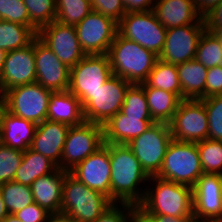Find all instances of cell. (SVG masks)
<instances>
[{
  "label": "cell",
  "mask_w": 222,
  "mask_h": 222,
  "mask_svg": "<svg viewBox=\"0 0 222 222\" xmlns=\"http://www.w3.org/2000/svg\"><path fill=\"white\" fill-rule=\"evenodd\" d=\"M109 155L111 201L116 204L139 205L146 190L138 186L149 180V176L126 144H109Z\"/></svg>",
  "instance_id": "obj_1"
},
{
  "label": "cell",
  "mask_w": 222,
  "mask_h": 222,
  "mask_svg": "<svg viewBox=\"0 0 222 222\" xmlns=\"http://www.w3.org/2000/svg\"><path fill=\"white\" fill-rule=\"evenodd\" d=\"M112 75L119 76L131 84L144 83L159 57L134 41L118 33L107 53Z\"/></svg>",
  "instance_id": "obj_2"
},
{
  "label": "cell",
  "mask_w": 222,
  "mask_h": 222,
  "mask_svg": "<svg viewBox=\"0 0 222 222\" xmlns=\"http://www.w3.org/2000/svg\"><path fill=\"white\" fill-rule=\"evenodd\" d=\"M155 188H146L144 198L139 204L151 214L169 215L173 217H193L192 187L150 176Z\"/></svg>",
  "instance_id": "obj_3"
},
{
  "label": "cell",
  "mask_w": 222,
  "mask_h": 222,
  "mask_svg": "<svg viewBox=\"0 0 222 222\" xmlns=\"http://www.w3.org/2000/svg\"><path fill=\"white\" fill-rule=\"evenodd\" d=\"M114 203L102 193L90 189L70 172L65 176L61 213L76 222H94Z\"/></svg>",
  "instance_id": "obj_4"
},
{
  "label": "cell",
  "mask_w": 222,
  "mask_h": 222,
  "mask_svg": "<svg viewBox=\"0 0 222 222\" xmlns=\"http://www.w3.org/2000/svg\"><path fill=\"white\" fill-rule=\"evenodd\" d=\"M202 175L197 144L172 139L156 176L193 187Z\"/></svg>",
  "instance_id": "obj_5"
},
{
  "label": "cell",
  "mask_w": 222,
  "mask_h": 222,
  "mask_svg": "<svg viewBox=\"0 0 222 222\" xmlns=\"http://www.w3.org/2000/svg\"><path fill=\"white\" fill-rule=\"evenodd\" d=\"M52 91L37 82L17 86L3 94V107L12 114L36 124L47 120L48 102Z\"/></svg>",
  "instance_id": "obj_6"
},
{
  "label": "cell",
  "mask_w": 222,
  "mask_h": 222,
  "mask_svg": "<svg viewBox=\"0 0 222 222\" xmlns=\"http://www.w3.org/2000/svg\"><path fill=\"white\" fill-rule=\"evenodd\" d=\"M171 140L169 124L155 122L149 129L126 145L132 150L142 169L150 177L159 173Z\"/></svg>",
  "instance_id": "obj_7"
},
{
  "label": "cell",
  "mask_w": 222,
  "mask_h": 222,
  "mask_svg": "<svg viewBox=\"0 0 222 222\" xmlns=\"http://www.w3.org/2000/svg\"><path fill=\"white\" fill-rule=\"evenodd\" d=\"M111 76L107 54L85 55L70 69L68 91L83 104L91 98V93L97 91Z\"/></svg>",
  "instance_id": "obj_8"
},
{
  "label": "cell",
  "mask_w": 222,
  "mask_h": 222,
  "mask_svg": "<svg viewBox=\"0 0 222 222\" xmlns=\"http://www.w3.org/2000/svg\"><path fill=\"white\" fill-rule=\"evenodd\" d=\"M166 30L153 11L128 12L118 22L120 36L138 43L157 56L161 54L163 49Z\"/></svg>",
  "instance_id": "obj_9"
},
{
  "label": "cell",
  "mask_w": 222,
  "mask_h": 222,
  "mask_svg": "<svg viewBox=\"0 0 222 222\" xmlns=\"http://www.w3.org/2000/svg\"><path fill=\"white\" fill-rule=\"evenodd\" d=\"M130 85V82L112 75L82 104L85 121L105 125L121 110L126 90Z\"/></svg>",
  "instance_id": "obj_10"
},
{
  "label": "cell",
  "mask_w": 222,
  "mask_h": 222,
  "mask_svg": "<svg viewBox=\"0 0 222 222\" xmlns=\"http://www.w3.org/2000/svg\"><path fill=\"white\" fill-rule=\"evenodd\" d=\"M103 144L102 125L85 121L71 126L66 136L61 163L57 167L70 172Z\"/></svg>",
  "instance_id": "obj_11"
},
{
  "label": "cell",
  "mask_w": 222,
  "mask_h": 222,
  "mask_svg": "<svg viewBox=\"0 0 222 222\" xmlns=\"http://www.w3.org/2000/svg\"><path fill=\"white\" fill-rule=\"evenodd\" d=\"M169 126L174 140L197 143L208 139L209 124L203 101L181 100Z\"/></svg>",
  "instance_id": "obj_12"
},
{
  "label": "cell",
  "mask_w": 222,
  "mask_h": 222,
  "mask_svg": "<svg viewBox=\"0 0 222 222\" xmlns=\"http://www.w3.org/2000/svg\"><path fill=\"white\" fill-rule=\"evenodd\" d=\"M75 29L81 49L86 55L107 54L118 33V23L91 11L75 25Z\"/></svg>",
  "instance_id": "obj_13"
},
{
  "label": "cell",
  "mask_w": 222,
  "mask_h": 222,
  "mask_svg": "<svg viewBox=\"0 0 222 222\" xmlns=\"http://www.w3.org/2000/svg\"><path fill=\"white\" fill-rule=\"evenodd\" d=\"M38 37L70 69L86 54L81 49L75 26L53 21L38 31Z\"/></svg>",
  "instance_id": "obj_14"
},
{
  "label": "cell",
  "mask_w": 222,
  "mask_h": 222,
  "mask_svg": "<svg viewBox=\"0 0 222 222\" xmlns=\"http://www.w3.org/2000/svg\"><path fill=\"white\" fill-rule=\"evenodd\" d=\"M205 30V24L168 28L159 59L174 65L195 59L199 39Z\"/></svg>",
  "instance_id": "obj_15"
},
{
  "label": "cell",
  "mask_w": 222,
  "mask_h": 222,
  "mask_svg": "<svg viewBox=\"0 0 222 222\" xmlns=\"http://www.w3.org/2000/svg\"><path fill=\"white\" fill-rule=\"evenodd\" d=\"M192 189L194 222L222 219V175L203 173Z\"/></svg>",
  "instance_id": "obj_16"
},
{
  "label": "cell",
  "mask_w": 222,
  "mask_h": 222,
  "mask_svg": "<svg viewBox=\"0 0 222 222\" xmlns=\"http://www.w3.org/2000/svg\"><path fill=\"white\" fill-rule=\"evenodd\" d=\"M36 82L52 92L67 91L70 68L37 36L34 39Z\"/></svg>",
  "instance_id": "obj_17"
},
{
  "label": "cell",
  "mask_w": 222,
  "mask_h": 222,
  "mask_svg": "<svg viewBox=\"0 0 222 222\" xmlns=\"http://www.w3.org/2000/svg\"><path fill=\"white\" fill-rule=\"evenodd\" d=\"M36 82L34 40L26 47L8 51L0 75V95L17 86Z\"/></svg>",
  "instance_id": "obj_18"
},
{
  "label": "cell",
  "mask_w": 222,
  "mask_h": 222,
  "mask_svg": "<svg viewBox=\"0 0 222 222\" xmlns=\"http://www.w3.org/2000/svg\"><path fill=\"white\" fill-rule=\"evenodd\" d=\"M70 173L90 189L102 193L111 200L109 143H104L98 150L72 169Z\"/></svg>",
  "instance_id": "obj_19"
},
{
  "label": "cell",
  "mask_w": 222,
  "mask_h": 222,
  "mask_svg": "<svg viewBox=\"0 0 222 222\" xmlns=\"http://www.w3.org/2000/svg\"><path fill=\"white\" fill-rule=\"evenodd\" d=\"M69 128L66 124L49 120L37 124L30 149L48 157L58 166Z\"/></svg>",
  "instance_id": "obj_20"
},
{
  "label": "cell",
  "mask_w": 222,
  "mask_h": 222,
  "mask_svg": "<svg viewBox=\"0 0 222 222\" xmlns=\"http://www.w3.org/2000/svg\"><path fill=\"white\" fill-rule=\"evenodd\" d=\"M152 11L166 29L205 24L193 0H155Z\"/></svg>",
  "instance_id": "obj_21"
},
{
  "label": "cell",
  "mask_w": 222,
  "mask_h": 222,
  "mask_svg": "<svg viewBox=\"0 0 222 222\" xmlns=\"http://www.w3.org/2000/svg\"><path fill=\"white\" fill-rule=\"evenodd\" d=\"M37 124L0 109V142L13 149L26 151L30 148Z\"/></svg>",
  "instance_id": "obj_22"
},
{
  "label": "cell",
  "mask_w": 222,
  "mask_h": 222,
  "mask_svg": "<svg viewBox=\"0 0 222 222\" xmlns=\"http://www.w3.org/2000/svg\"><path fill=\"white\" fill-rule=\"evenodd\" d=\"M67 173L57 168L40 176L30 186L34 202L51 214L61 213L63 184Z\"/></svg>",
  "instance_id": "obj_23"
},
{
  "label": "cell",
  "mask_w": 222,
  "mask_h": 222,
  "mask_svg": "<svg viewBox=\"0 0 222 222\" xmlns=\"http://www.w3.org/2000/svg\"><path fill=\"white\" fill-rule=\"evenodd\" d=\"M154 123L152 118L125 116L119 111L103 125L104 143L128 144Z\"/></svg>",
  "instance_id": "obj_24"
},
{
  "label": "cell",
  "mask_w": 222,
  "mask_h": 222,
  "mask_svg": "<svg viewBox=\"0 0 222 222\" xmlns=\"http://www.w3.org/2000/svg\"><path fill=\"white\" fill-rule=\"evenodd\" d=\"M47 120L68 126L85 122L83 107L79 99L70 91L52 92L48 102Z\"/></svg>",
  "instance_id": "obj_25"
},
{
  "label": "cell",
  "mask_w": 222,
  "mask_h": 222,
  "mask_svg": "<svg viewBox=\"0 0 222 222\" xmlns=\"http://www.w3.org/2000/svg\"><path fill=\"white\" fill-rule=\"evenodd\" d=\"M176 66L181 84V100L205 99L207 68L196 59Z\"/></svg>",
  "instance_id": "obj_26"
},
{
  "label": "cell",
  "mask_w": 222,
  "mask_h": 222,
  "mask_svg": "<svg viewBox=\"0 0 222 222\" xmlns=\"http://www.w3.org/2000/svg\"><path fill=\"white\" fill-rule=\"evenodd\" d=\"M140 85L144 88L153 121L169 124L177 111L181 99L172 92L149 87L145 82Z\"/></svg>",
  "instance_id": "obj_27"
},
{
  "label": "cell",
  "mask_w": 222,
  "mask_h": 222,
  "mask_svg": "<svg viewBox=\"0 0 222 222\" xmlns=\"http://www.w3.org/2000/svg\"><path fill=\"white\" fill-rule=\"evenodd\" d=\"M57 168V165L48 157L28 148L23 151V159L20 167L16 170L13 181L31 186L37 178L49 174Z\"/></svg>",
  "instance_id": "obj_28"
},
{
  "label": "cell",
  "mask_w": 222,
  "mask_h": 222,
  "mask_svg": "<svg viewBox=\"0 0 222 222\" xmlns=\"http://www.w3.org/2000/svg\"><path fill=\"white\" fill-rule=\"evenodd\" d=\"M36 27L0 20V49L6 52L28 46L38 36Z\"/></svg>",
  "instance_id": "obj_29"
},
{
  "label": "cell",
  "mask_w": 222,
  "mask_h": 222,
  "mask_svg": "<svg viewBox=\"0 0 222 222\" xmlns=\"http://www.w3.org/2000/svg\"><path fill=\"white\" fill-rule=\"evenodd\" d=\"M145 83L149 87L172 92L181 99V84L177 73V66L174 64L158 59Z\"/></svg>",
  "instance_id": "obj_30"
},
{
  "label": "cell",
  "mask_w": 222,
  "mask_h": 222,
  "mask_svg": "<svg viewBox=\"0 0 222 222\" xmlns=\"http://www.w3.org/2000/svg\"><path fill=\"white\" fill-rule=\"evenodd\" d=\"M0 193L8 214H14L34 203L31 187L16 181L0 184Z\"/></svg>",
  "instance_id": "obj_31"
},
{
  "label": "cell",
  "mask_w": 222,
  "mask_h": 222,
  "mask_svg": "<svg viewBox=\"0 0 222 222\" xmlns=\"http://www.w3.org/2000/svg\"><path fill=\"white\" fill-rule=\"evenodd\" d=\"M92 11L90 0H56V21L77 25Z\"/></svg>",
  "instance_id": "obj_32"
},
{
  "label": "cell",
  "mask_w": 222,
  "mask_h": 222,
  "mask_svg": "<svg viewBox=\"0 0 222 222\" xmlns=\"http://www.w3.org/2000/svg\"><path fill=\"white\" fill-rule=\"evenodd\" d=\"M195 59L207 69L222 65V44L214 33L204 31L201 35Z\"/></svg>",
  "instance_id": "obj_33"
},
{
  "label": "cell",
  "mask_w": 222,
  "mask_h": 222,
  "mask_svg": "<svg viewBox=\"0 0 222 222\" xmlns=\"http://www.w3.org/2000/svg\"><path fill=\"white\" fill-rule=\"evenodd\" d=\"M196 144L203 173L222 175V141L205 139Z\"/></svg>",
  "instance_id": "obj_34"
},
{
  "label": "cell",
  "mask_w": 222,
  "mask_h": 222,
  "mask_svg": "<svg viewBox=\"0 0 222 222\" xmlns=\"http://www.w3.org/2000/svg\"><path fill=\"white\" fill-rule=\"evenodd\" d=\"M120 112L125 116L152 118L144 88L140 84H131L128 87Z\"/></svg>",
  "instance_id": "obj_35"
},
{
  "label": "cell",
  "mask_w": 222,
  "mask_h": 222,
  "mask_svg": "<svg viewBox=\"0 0 222 222\" xmlns=\"http://www.w3.org/2000/svg\"><path fill=\"white\" fill-rule=\"evenodd\" d=\"M30 22L40 30L56 19V0H23Z\"/></svg>",
  "instance_id": "obj_36"
},
{
  "label": "cell",
  "mask_w": 222,
  "mask_h": 222,
  "mask_svg": "<svg viewBox=\"0 0 222 222\" xmlns=\"http://www.w3.org/2000/svg\"><path fill=\"white\" fill-rule=\"evenodd\" d=\"M208 118V139L222 141V95L201 99Z\"/></svg>",
  "instance_id": "obj_37"
},
{
  "label": "cell",
  "mask_w": 222,
  "mask_h": 222,
  "mask_svg": "<svg viewBox=\"0 0 222 222\" xmlns=\"http://www.w3.org/2000/svg\"><path fill=\"white\" fill-rule=\"evenodd\" d=\"M23 159V151L0 142V184L13 181Z\"/></svg>",
  "instance_id": "obj_38"
},
{
  "label": "cell",
  "mask_w": 222,
  "mask_h": 222,
  "mask_svg": "<svg viewBox=\"0 0 222 222\" xmlns=\"http://www.w3.org/2000/svg\"><path fill=\"white\" fill-rule=\"evenodd\" d=\"M0 20H6L28 27H35L23 0H0Z\"/></svg>",
  "instance_id": "obj_39"
},
{
  "label": "cell",
  "mask_w": 222,
  "mask_h": 222,
  "mask_svg": "<svg viewBox=\"0 0 222 222\" xmlns=\"http://www.w3.org/2000/svg\"><path fill=\"white\" fill-rule=\"evenodd\" d=\"M114 203L108 210L100 215L94 222H133L135 220V206L120 204L123 209Z\"/></svg>",
  "instance_id": "obj_40"
},
{
  "label": "cell",
  "mask_w": 222,
  "mask_h": 222,
  "mask_svg": "<svg viewBox=\"0 0 222 222\" xmlns=\"http://www.w3.org/2000/svg\"><path fill=\"white\" fill-rule=\"evenodd\" d=\"M92 11L119 22L126 14L122 0H90Z\"/></svg>",
  "instance_id": "obj_41"
},
{
  "label": "cell",
  "mask_w": 222,
  "mask_h": 222,
  "mask_svg": "<svg viewBox=\"0 0 222 222\" xmlns=\"http://www.w3.org/2000/svg\"><path fill=\"white\" fill-rule=\"evenodd\" d=\"M136 222H194V217H173L169 215L151 214L140 205L135 206Z\"/></svg>",
  "instance_id": "obj_42"
},
{
  "label": "cell",
  "mask_w": 222,
  "mask_h": 222,
  "mask_svg": "<svg viewBox=\"0 0 222 222\" xmlns=\"http://www.w3.org/2000/svg\"><path fill=\"white\" fill-rule=\"evenodd\" d=\"M50 214L34 202L13 215L23 222H46Z\"/></svg>",
  "instance_id": "obj_43"
},
{
  "label": "cell",
  "mask_w": 222,
  "mask_h": 222,
  "mask_svg": "<svg viewBox=\"0 0 222 222\" xmlns=\"http://www.w3.org/2000/svg\"><path fill=\"white\" fill-rule=\"evenodd\" d=\"M222 95V65L207 69L205 98Z\"/></svg>",
  "instance_id": "obj_44"
},
{
  "label": "cell",
  "mask_w": 222,
  "mask_h": 222,
  "mask_svg": "<svg viewBox=\"0 0 222 222\" xmlns=\"http://www.w3.org/2000/svg\"><path fill=\"white\" fill-rule=\"evenodd\" d=\"M206 31L213 33L222 28V1L203 17Z\"/></svg>",
  "instance_id": "obj_45"
},
{
  "label": "cell",
  "mask_w": 222,
  "mask_h": 222,
  "mask_svg": "<svg viewBox=\"0 0 222 222\" xmlns=\"http://www.w3.org/2000/svg\"><path fill=\"white\" fill-rule=\"evenodd\" d=\"M126 13L148 12L153 10L155 0H122Z\"/></svg>",
  "instance_id": "obj_46"
},
{
  "label": "cell",
  "mask_w": 222,
  "mask_h": 222,
  "mask_svg": "<svg viewBox=\"0 0 222 222\" xmlns=\"http://www.w3.org/2000/svg\"><path fill=\"white\" fill-rule=\"evenodd\" d=\"M222 0H193L198 12L202 17L213 10Z\"/></svg>",
  "instance_id": "obj_47"
},
{
  "label": "cell",
  "mask_w": 222,
  "mask_h": 222,
  "mask_svg": "<svg viewBox=\"0 0 222 222\" xmlns=\"http://www.w3.org/2000/svg\"><path fill=\"white\" fill-rule=\"evenodd\" d=\"M46 222H76L72 217L64 213L50 214Z\"/></svg>",
  "instance_id": "obj_48"
},
{
  "label": "cell",
  "mask_w": 222,
  "mask_h": 222,
  "mask_svg": "<svg viewBox=\"0 0 222 222\" xmlns=\"http://www.w3.org/2000/svg\"><path fill=\"white\" fill-rule=\"evenodd\" d=\"M7 215H8V212L5 208L4 200L2 199V196L0 193V222H2Z\"/></svg>",
  "instance_id": "obj_49"
},
{
  "label": "cell",
  "mask_w": 222,
  "mask_h": 222,
  "mask_svg": "<svg viewBox=\"0 0 222 222\" xmlns=\"http://www.w3.org/2000/svg\"><path fill=\"white\" fill-rule=\"evenodd\" d=\"M6 53L7 52L5 50L0 49V75H1L2 70H3Z\"/></svg>",
  "instance_id": "obj_50"
},
{
  "label": "cell",
  "mask_w": 222,
  "mask_h": 222,
  "mask_svg": "<svg viewBox=\"0 0 222 222\" xmlns=\"http://www.w3.org/2000/svg\"><path fill=\"white\" fill-rule=\"evenodd\" d=\"M2 222H23L16 218L13 214H8Z\"/></svg>",
  "instance_id": "obj_51"
},
{
  "label": "cell",
  "mask_w": 222,
  "mask_h": 222,
  "mask_svg": "<svg viewBox=\"0 0 222 222\" xmlns=\"http://www.w3.org/2000/svg\"><path fill=\"white\" fill-rule=\"evenodd\" d=\"M206 222H222V219H213V220H209V221H206Z\"/></svg>",
  "instance_id": "obj_52"
},
{
  "label": "cell",
  "mask_w": 222,
  "mask_h": 222,
  "mask_svg": "<svg viewBox=\"0 0 222 222\" xmlns=\"http://www.w3.org/2000/svg\"><path fill=\"white\" fill-rule=\"evenodd\" d=\"M2 106H3V97H2V95H0V109Z\"/></svg>",
  "instance_id": "obj_53"
}]
</instances>
